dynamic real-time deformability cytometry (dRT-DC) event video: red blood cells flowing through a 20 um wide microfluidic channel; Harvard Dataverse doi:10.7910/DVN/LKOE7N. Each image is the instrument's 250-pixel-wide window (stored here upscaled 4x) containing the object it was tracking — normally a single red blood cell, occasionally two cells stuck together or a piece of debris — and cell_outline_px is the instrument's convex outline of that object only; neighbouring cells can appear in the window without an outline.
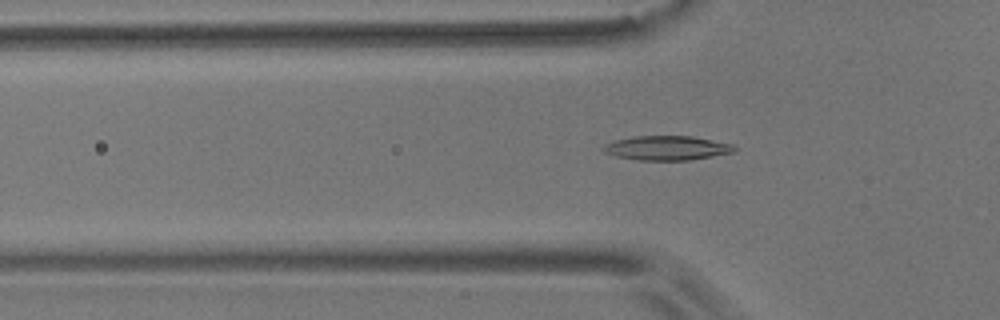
{"species": "common noctule bat (a hibernating species)", "species_latin": "Nyctalus noctula", "temperature_condition": "room temperature", "stored_images_in_passage": 47, "camera_frame_rate_fps": 3000, "um_per_image_px": 0.085, "animal": {"sex": "male", "body_mass_g": 17.9}, "frame": {"image": 1, "passage_image": 10, "time_ms": 3.0, "image_size_px": [1000, 320], "cell_outline_px": [[736, 152], [688, 160], [640, 160], [616, 156], [604, 152], [600, 148], [616, 140], [636, 136], [692, 136], [732, 144], [736, 148]], "centroid_in_image_um": [56.71, 12.58], "position_along_channel_um": 69.1, "area_um2": 18.38}}
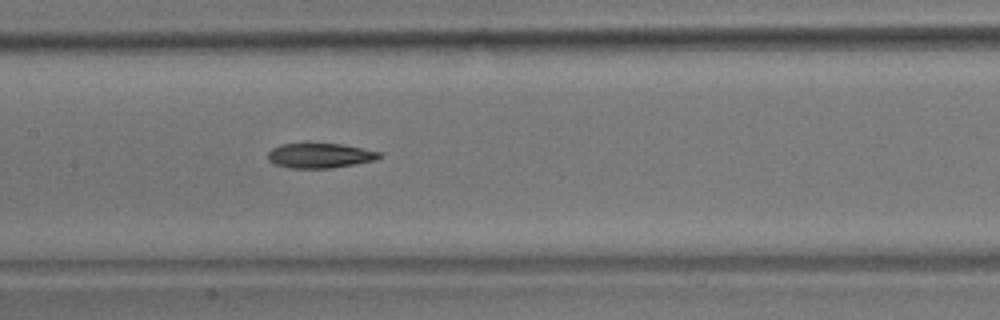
{"frame": {"image": 2, "passage_image": 19, "time_ms": 6.0, "image_size_px": [1000, 320], "cell_outline_px": [[380, 156], [376, 160], [356, 164], [332, 168], [288, 168], [276, 164], [268, 160], [268, 152], [272, 148], [280, 144], [340, 144], [380, 152]], "centroid_in_image_um": [27.17, 13.23], "position_along_channel_um": 180.2, "area_um2": 15.95}}
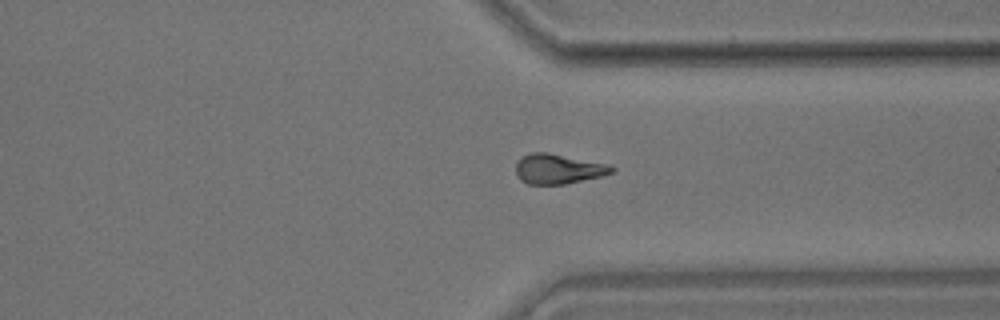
{"frame": {"image": 3, "passage_image": 34, "time_ms": 11.0, "image_size_px": [1000, 320], "cell_outline_px": [[616, 172], [600, 176], [564, 184], [528, 184], [520, 180], [516, 176], [516, 164], [520, 156], [532, 152], [548, 152], [604, 164], [616, 168]], "centroid_in_image_um": [47.39, 14.36], "position_along_channel_um": 364.0, "area_um2": 16.59}, "authors_computed_cell_mechanics": {"area_um2": 16.7042, "velocity_mm_per_s": 3.6858, "shape_relaxation_time_tau1_ms": 6.8784, "shape_relaxation_time_tau2_ms": 11.3174, "deformation_change_tau1": 0.1593, "deformation_change_tau2": 0.2112}}